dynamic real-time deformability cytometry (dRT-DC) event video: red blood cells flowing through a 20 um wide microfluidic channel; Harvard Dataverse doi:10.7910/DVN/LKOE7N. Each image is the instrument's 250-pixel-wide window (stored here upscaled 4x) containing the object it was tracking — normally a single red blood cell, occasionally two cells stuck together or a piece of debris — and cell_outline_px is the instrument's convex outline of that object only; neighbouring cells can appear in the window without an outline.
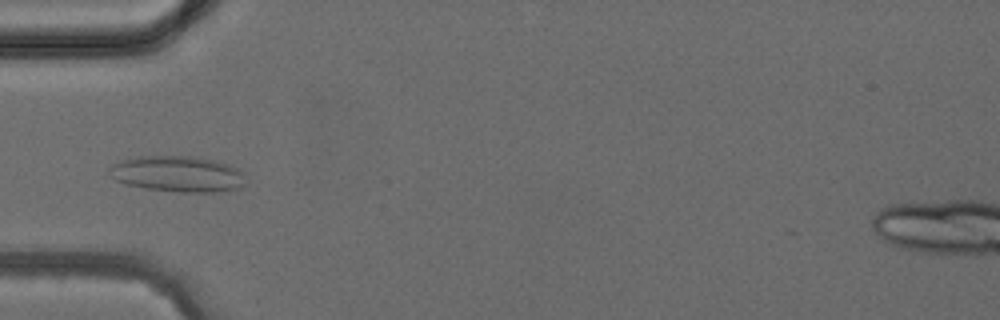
{"species": "common noctule bat (a hibernating species)", "species_latin": "Nyctalus noctula", "temperature_condition": "cold", "stored_images_in_passage": 4, "camera_frame_rate_fps": 3000, "um_per_image_px": 0.085, "animal": {"sex": "female", "body_mass_g": 24.6, "forearm_length_mm": 56.2}, "frame": {"image": 1, "passage_image": 4, "time_ms": 4.333, "image_size_px": [1000, 320], "cell_outline_px": [[244, 184], [240, 188], [224, 192], [180, 192], [148, 188], [124, 184], [116, 180], [108, 172], [108, 168], [112, 164], [136, 156], [196, 156], [228, 164], [244, 172]], "centroid_in_image_um": [15.12, 14.79], "position_along_channel_um": 69.9, "area_um2": 28.67}}